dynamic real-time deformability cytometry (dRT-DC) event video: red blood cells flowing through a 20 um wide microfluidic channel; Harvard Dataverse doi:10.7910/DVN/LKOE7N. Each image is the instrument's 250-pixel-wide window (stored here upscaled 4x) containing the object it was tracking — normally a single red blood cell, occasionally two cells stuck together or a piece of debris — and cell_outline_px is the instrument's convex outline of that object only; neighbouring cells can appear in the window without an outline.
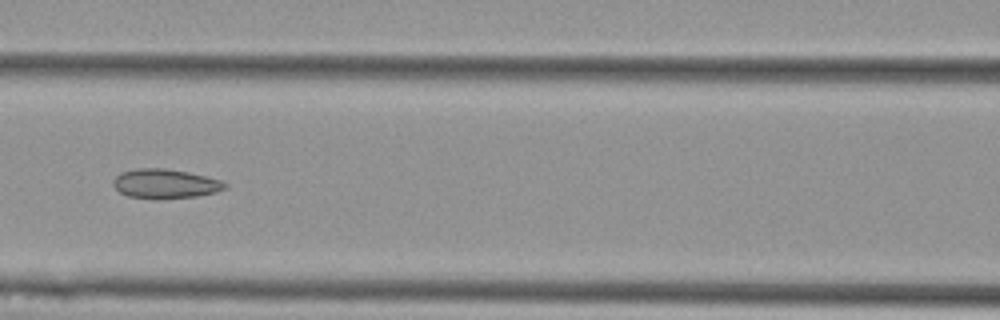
{"species": "Egyptian fruit bat (a non-hibernating species)", "species_latin": "Rousettus aegyptiacus", "temperature_condition": "cold", "stored_images_in_passage": 8, "camera_frame_rate_fps": 3000, "um_per_image_px": 0.085, "animal": {"sex": "female"}, "frame": {"image": 1, "passage_image": 6, "time_ms": 1.667, "image_size_px": [1000, 320], "cell_outline_px": [[228, 188], [216, 192], [196, 196], [128, 196], [120, 192], [112, 184], [112, 180], [120, 172], [136, 168], [164, 168], [188, 172], [220, 180], [228, 184]], "centroid_in_image_um": [14.05, 15.56], "position_along_channel_um": 152.6, "area_um2": 18.38}}
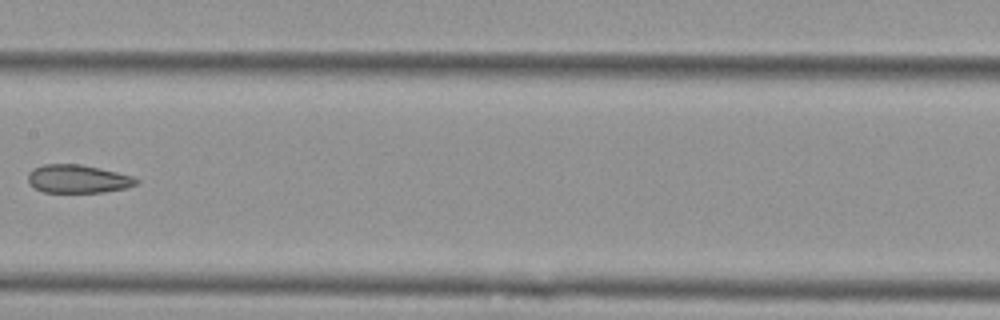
{"frame": {"image": 2, "passage_image": 7, "time_ms": 2.0, "image_size_px": [1000, 320], "cell_outline_px": [[140, 180], [136, 184], [128, 188], [104, 192], [44, 192], [28, 184], [28, 172], [32, 168], [44, 164], [80, 164], [100, 168], [132, 176]], "centroid_in_image_um": [6.6, 15.2], "position_along_channel_um": 200.8, "area_um2": 17.92}}
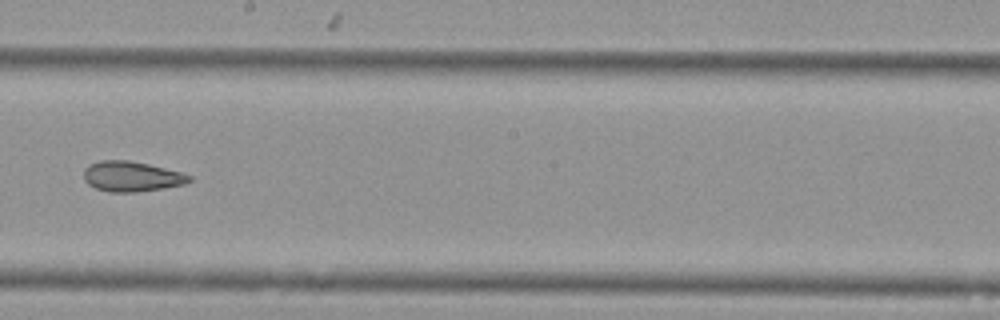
{"frame": {"image": 3, "passage_image": 8, "time_ms": 2.333, "image_size_px": [1000, 320], "cell_outline_px": [[192, 180], [184, 184], [164, 188], [136, 192], [108, 192], [96, 188], [88, 184], [84, 180], [84, 168], [88, 164], [100, 160], [128, 160], [148, 164], [180, 172], [192, 176]], "centroid_in_image_um": [11.16, 15.0], "position_along_channel_um": 237.0, "area_um2": 18.61}}